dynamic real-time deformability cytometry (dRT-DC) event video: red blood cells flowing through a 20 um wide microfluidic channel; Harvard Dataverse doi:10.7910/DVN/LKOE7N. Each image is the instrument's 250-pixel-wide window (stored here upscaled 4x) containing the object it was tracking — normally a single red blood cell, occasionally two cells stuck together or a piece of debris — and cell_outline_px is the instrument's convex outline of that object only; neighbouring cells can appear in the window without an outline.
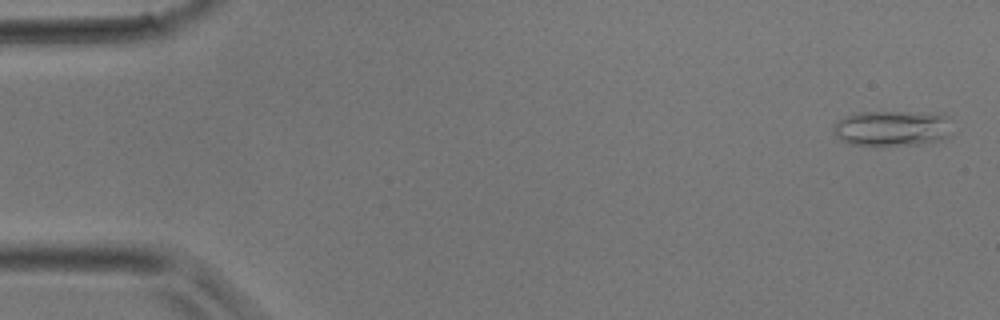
{"species": "common noctule bat (a hibernating species)", "species_latin": "Nyctalus noctula", "temperature_condition": "room temperature", "stored_images_in_passage": 4, "camera_frame_rate_fps": 3000, "um_per_image_px": 0.085, "animal": {"sex": "male", "body_mass_g": 17.9}, "frame": {"image": 1, "passage_image": 1, "time_ms": 0.0, "image_size_px": [1000, 320], "cell_outline_px": [[948, 136], [940, 140], [920, 144], [848, 144], [840, 140], [836, 136], [832, 128], [832, 124], [836, 120], [856, 112], [944, 112], [948, 116]], "centroid_in_image_um": [75.8, 10.87], "position_along_channel_um": 9.2, "area_um2": 24.62}}